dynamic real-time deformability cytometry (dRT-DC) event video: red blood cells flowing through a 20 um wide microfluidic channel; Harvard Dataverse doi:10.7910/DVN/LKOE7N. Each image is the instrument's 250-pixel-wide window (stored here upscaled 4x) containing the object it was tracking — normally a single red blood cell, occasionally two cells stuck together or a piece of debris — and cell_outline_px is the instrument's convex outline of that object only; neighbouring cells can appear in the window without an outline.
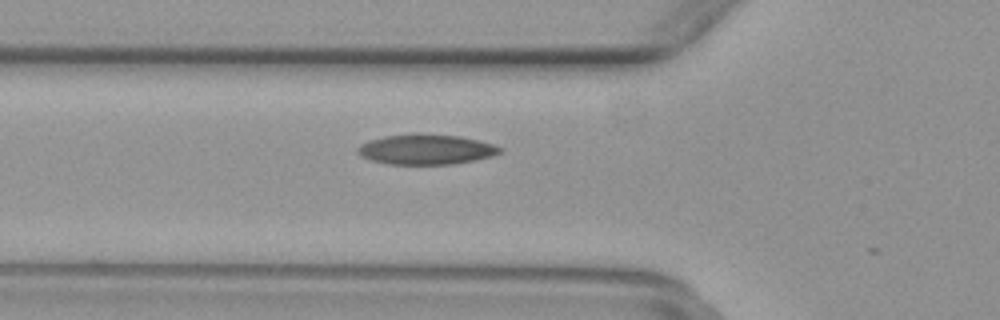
{"species": "common noctule bat (a hibernating species)", "species_latin": "Nyctalus noctula", "temperature_condition": "warm", "stored_images_in_passage": 9, "camera_frame_rate_fps": 3000, "um_per_image_px": 0.085, "animal": {"sex": "female", "body_mass_g": 29.2, "forearm_length_mm": 56.3}, "frame": {"image": 1, "passage_image": 2, "time_ms": 0.333, "image_size_px": [1000, 320], "cell_outline_px": [[504, 152], [492, 156], [452, 164], [388, 164], [372, 160], [360, 156], [356, 152], [356, 148], [360, 144], [368, 140], [384, 136], [416, 132], [460, 136], [492, 144], [504, 148]], "centroid_in_image_um": [36.18, 12.68], "position_along_channel_um": 89.6, "area_um2": 25.32}}
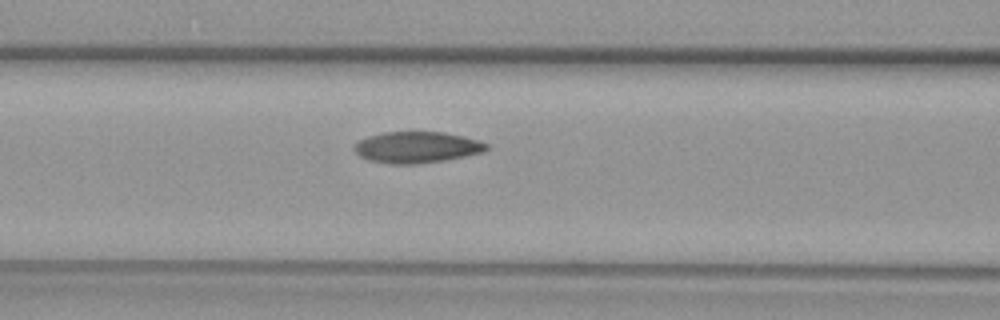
{"frame": {"image": 2, "passage_image": 5, "time_ms": 1.333, "image_size_px": [1000, 320], "cell_outline_px": [[488, 148], [484, 152], [444, 160], [416, 164], [388, 164], [368, 160], [360, 156], [352, 148], [360, 140], [368, 136], [384, 132], [444, 132], [464, 136], [480, 140], [488, 144]], "centroid_in_image_um": [35.44, 12.52], "position_along_channel_um": 131.2, "area_um2": 24.16}}